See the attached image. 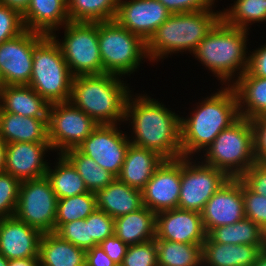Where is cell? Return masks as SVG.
<instances>
[{
	"label": "cell",
	"instance_id": "cell-3",
	"mask_svg": "<svg viewBox=\"0 0 266 266\" xmlns=\"http://www.w3.org/2000/svg\"><path fill=\"white\" fill-rule=\"evenodd\" d=\"M118 75L75 76L69 101L84 111L98 125H113L125 121V106L131 91Z\"/></svg>",
	"mask_w": 266,
	"mask_h": 266
},
{
	"label": "cell",
	"instance_id": "cell-1",
	"mask_svg": "<svg viewBox=\"0 0 266 266\" xmlns=\"http://www.w3.org/2000/svg\"><path fill=\"white\" fill-rule=\"evenodd\" d=\"M130 97L125 106V121L132 120L134 129L130 143L154 151L164 160L181 158V117L147 95Z\"/></svg>",
	"mask_w": 266,
	"mask_h": 266
},
{
	"label": "cell",
	"instance_id": "cell-34",
	"mask_svg": "<svg viewBox=\"0 0 266 266\" xmlns=\"http://www.w3.org/2000/svg\"><path fill=\"white\" fill-rule=\"evenodd\" d=\"M63 155L76 168L89 192L96 193L116 179L112 173L99 166L93 158L81 153L77 148L67 150Z\"/></svg>",
	"mask_w": 266,
	"mask_h": 266
},
{
	"label": "cell",
	"instance_id": "cell-31",
	"mask_svg": "<svg viewBox=\"0 0 266 266\" xmlns=\"http://www.w3.org/2000/svg\"><path fill=\"white\" fill-rule=\"evenodd\" d=\"M55 169L48 166L46 177L49 179L57 199L69 198L74 195L85 194L86 185L72 163L60 154Z\"/></svg>",
	"mask_w": 266,
	"mask_h": 266
},
{
	"label": "cell",
	"instance_id": "cell-25",
	"mask_svg": "<svg viewBox=\"0 0 266 266\" xmlns=\"http://www.w3.org/2000/svg\"><path fill=\"white\" fill-rule=\"evenodd\" d=\"M0 139L5 144L49 142L47 122L42 118L21 116L0 109Z\"/></svg>",
	"mask_w": 266,
	"mask_h": 266
},
{
	"label": "cell",
	"instance_id": "cell-44",
	"mask_svg": "<svg viewBox=\"0 0 266 266\" xmlns=\"http://www.w3.org/2000/svg\"><path fill=\"white\" fill-rule=\"evenodd\" d=\"M256 163H266V115L251 120Z\"/></svg>",
	"mask_w": 266,
	"mask_h": 266
},
{
	"label": "cell",
	"instance_id": "cell-39",
	"mask_svg": "<svg viewBox=\"0 0 266 266\" xmlns=\"http://www.w3.org/2000/svg\"><path fill=\"white\" fill-rule=\"evenodd\" d=\"M120 266H158L155 239L129 245Z\"/></svg>",
	"mask_w": 266,
	"mask_h": 266
},
{
	"label": "cell",
	"instance_id": "cell-47",
	"mask_svg": "<svg viewBox=\"0 0 266 266\" xmlns=\"http://www.w3.org/2000/svg\"><path fill=\"white\" fill-rule=\"evenodd\" d=\"M249 56L247 71L254 76L266 78V44L260 46Z\"/></svg>",
	"mask_w": 266,
	"mask_h": 266
},
{
	"label": "cell",
	"instance_id": "cell-45",
	"mask_svg": "<svg viewBox=\"0 0 266 266\" xmlns=\"http://www.w3.org/2000/svg\"><path fill=\"white\" fill-rule=\"evenodd\" d=\"M172 14L211 9L215 0H158Z\"/></svg>",
	"mask_w": 266,
	"mask_h": 266
},
{
	"label": "cell",
	"instance_id": "cell-49",
	"mask_svg": "<svg viewBox=\"0 0 266 266\" xmlns=\"http://www.w3.org/2000/svg\"><path fill=\"white\" fill-rule=\"evenodd\" d=\"M31 0H0V4L18 11L23 15L30 5Z\"/></svg>",
	"mask_w": 266,
	"mask_h": 266
},
{
	"label": "cell",
	"instance_id": "cell-55",
	"mask_svg": "<svg viewBox=\"0 0 266 266\" xmlns=\"http://www.w3.org/2000/svg\"><path fill=\"white\" fill-rule=\"evenodd\" d=\"M37 266H46V265L42 264L41 262H38Z\"/></svg>",
	"mask_w": 266,
	"mask_h": 266
},
{
	"label": "cell",
	"instance_id": "cell-50",
	"mask_svg": "<svg viewBox=\"0 0 266 266\" xmlns=\"http://www.w3.org/2000/svg\"><path fill=\"white\" fill-rule=\"evenodd\" d=\"M38 257L9 260L8 266H37Z\"/></svg>",
	"mask_w": 266,
	"mask_h": 266
},
{
	"label": "cell",
	"instance_id": "cell-35",
	"mask_svg": "<svg viewBox=\"0 0 266 266\" xmlns=\"http://www.w3.org/2000/svg\"><path fill=\"white\" fill-rule=\"evenodd\" d=\"M96 209V196L95 193L92 192L58 199L55 230L64 223L86 219Z\"/></svg>",
	"mask_w": 266,
	"mask_h": 266
},
{
	"label": "cell",
	"instance_id": "cell-5",
	"mask_svg": "<svg viewBox=\"0 0 266 266\" xmlns=\"http://www.w3.org/2000/svg\"><path fill=\"white\" fill-rule=\"evenodd\" d=\"M247 31L229 26L221 19L198 44L193 54L221 82L229 83L236 71L240 70L237 74L240 77L248 69Z\"/></svg>",
	"mask_w": 266,
	"mask_h": 266
},
{
	"label": "cell",
	"instance_id": "cell-17",
	"mask_svg": "<svg viewBox=\"0 0 266 266\" xmlns=\"http://www.w3.org/2000/svg\"><path fill=\"white\" fill-rule=\"evenodd\" d=\"M171 14L158 0H120L114 20L147 42Z\"/></svg>",
	"mask_w": 266,
	"mask_h": 266
},
{
	"label": "cell",
	"instance_id": "cell-8",
	"mask_svg": "<svg viewBox=\"0 0 266 266\" xmlns=\"http://www.w3.org/2000/svg\"><path fill=\"white\" fill-rule=\"evenodd\" d=\"M98 42L102 74H115L120 78L130 75L138 68L142 58H148L146 42L115 20L98 22Z\"/></svg>",
	"mask_w": 266,
	"mask_h": 266
},
{
	"label": "cell",
	"instance_id": "cell-19",
	"mask_svg": "<svg viewBox=\"0 0 266 266\" xmlns=\"http://www.w3.org/2000/svg\"><path fill=\"white\" fill-rule=\"evenodd\" d=\"M52 150L49 142H14L5 144L4 171L20 182L46 176L48 164L45 151Z\"/></svg>",
	"mask_w": 266,
	"mask_h": 266
},
{
	"label": "cell",
	"instance_id": "cell-14",
	"mask_svg": "<svg viewBox=\"0 0 266 266\" xmlns=\"http://www.w3.org/2000/svg\"><path fill=\"white\" fill-rule=\"evenodd\" d=\"M116 126L98 125L77 149L117 178L131 143Z\"/></svg>",
	"mask_w": 266,
	"mask_h": 266
},
{
	"label": "cell",
	"instance_id": "cell-24",
	"mask_svg": "<svg viewBox=\"0 0 266 266\" xmlns=\"http://www.w3.org/2000/svg\"><path fill=\"white\" fill-rule=\"evenodd\" d=\"M96 207L112 218L134 212L144 206L142 191L128 186L116 178L95 193Z\"/></svg>",
	"mask_w": 266,
	"mask_h": 266
},
{
	"label": "cell",
	"instance_id": "cell-18",
	"mask_svg": "<svg viewBox=\"0 0 266 266\" xmlns=\"http://www.w3.org/2000/svg\"><path fill=\"white\" fill-rule=\"evenodd\" d=\"M206 237L200 212L174 208L156 214L157 239L203 244Z\"/></svg>",
	"mask_w": 266,
	"mask_h": 266
},
{
	"label": "cell",
	"instance_id": "cell-43",
	"mask_svg": "<svg viewBox=\"0 0 266 266\" xmlns=\"http://www.w3.org/2000/svg\"><path fill=\"white\" fill-rule=\"evenodd\" d=\"M239 179L252 192L266 196V163H254Z\"/></svg>",
	"mask_w": 266,
	"mask_h": 266
},
{
	"label": "cell",
	"instance_id": "cell-48",
	"mask_svg": "<svg viewBox=\"0 0 266 266\" xmlns=\"http://www.w3.org/2000/svg\"><path fill=\"white\" fill-rule=\"evenodd\" d=\"M85 266H118L106 255L100 245L86 250Z\"/></svg>",
	"mask_w": 266,
	"mask_h": 266
},
{
	"label": "cell",
	"instance_id": "cell-37",
	"mask_svg": "<svg viewBox=\"0 0 266 266\" xmlns=\"http://www.w3.org/2000/svg\"><path fill=\"white\" fill-rule=\"evenodd\" d=\"M61 239L71 242L75 246L89 250L98 245L90 237L89 223L85 219L74 220L60 225L55 231Z\"/></svg>",
	"mask_w": 266,
	"mask_h": 266
},
{
	"label": "cell",
	"instance_id": "cell-41",
	"mask_svg": "<svg viewBox=\"0 0 266 266\" xmlns=\"http://www.w3.org/2000/svg\"><path fill=\"white\" fill-rule=\"evenodd\" d=\"M22 15L0 4V44L25 31Z\"/></svg>",
	"mask_w": 266,
	"mask_h": 266
},
{
	"label": "cell",
	"instance_id": "cell-27",
	"mask_svg": "<svg viewBox=\"0 0 266 266\" xmlns=\"http://www.w3.org/2000/svg\"><path fill=\"white\" fill-rule=\"evenodd\" d=\"M230 86L237 97L240 117L252 120L266 115V78L251 75L246 70Z\"/></svg>",
	"mask_w": 266,
	"mask_h": 266
},
{
	"label": "cell",
	"instance_id": "cell-33",
	"mask_svg": "<svg viewBox=\"0 0 266 266\" xmlns=\"http://www.w3.org/2000/svg\"><path fill=\"white\" fill-rule=\"evenodd\" d=\"M120 0H67L71 22L98 23L115 19Z\"/></svg>",
	"mask_w": 266,
	"mask_h": 266
},
{
	"label": "cell",
	"instance_id": "cell-10",
	"mask_svg": "<svg viewBox=\"0 0 266 266\" xmlns=\"http://www.w3.org/2000/svg\"><path fill=\"white\" fill-rule=\"evenodd\" d=\"M57 200L46 176L22 181L14 217L42 233L54 232Z\"/></svg>",
	"mask_w": 266,
	"mask_h": 266
},
{
	"label": "cell",
	"instance_id": "cell-23",
	"mask_svg": "<svg viewBox=\"0 0 266 266\" xmlns=\"http://www.w3.org/2000/svg\"><path fill=\"white\" fill-rule=\"evenodd\" d=\"M22 19L26 30L51 36L62 24L70 22L67 0H31Z\"/></svg>",
	"mask_w": 266,
	"mask_h": 266
},
{
	"label": "cell",
	"instance_id": "cell-15",
	"mask_svg": "<svg viewBox=\"0 0 266 266\" xmlns=\"http://www.w3.org/2000/svg\"><path fill=\"white\" fill-rule=\"evenodd\" d=\"M181 158L164 160L142 191L143 204L154 213L178 208Z\"/></svg>",
	"mask_w": 266,
	"mask_h": 266
},
{
	"label": "cell",
	"instance_id": "cell-42",
	"mask_svg": "<svg viewBox=\"0 0 266 266\" xmlns=\"http://www.w3.org/2000/svg\"><path fill=\"white\" fill-rule=\"evenodd\" d=\"M89 223L90 237L99 245L107 237L114 235V218L96 209L86 219Z\"/></svg>",
	"mask_w": 266,
	"mask_h": 266
},
{
	"label": "cell",
	"instance_id": "cell-30",
	"mask_svg": "<svg viewBox=\"0 0 266 266\" xmlns=\"http://www.w3.org/2000/svg\"><path fill=\"white\" fill-rule=\"evenodd\" d=\"M207 236L213 242L223 244L266 245V231L248 218L213 228Z\"/></svg>",
	"mask_w": 266,
	"mask_h": 266
},
{
	"label": "cell",
	"instance_id": "cell-40",
	"mask_svg": "<svg viewBox=\"0 0 266 266\" xmlns=\"http://www.w3.org/2000/svg\"><path fill=\"white\" fill-rule=\"evenodd\" d=\"M245 218L251 219L266 231V196L252 192L242 182Z\"/></svg>",
	"mask_w": 266,
	"mask_h": 266
},
{
	"label": "cell",
	"instance_id": "cell-26",
	"mask_svg": "<svg viewBox=\"0 0 266 266\" xmlns=\"http://www.w3.org/2000/svg\"><path fill=\"white\" fill-rule=\"evenodd\" d=\"M163 161L156 152L130 144L117 178L130 187L142 190Z\"/></svg>",
	"mask_w": 266,
	"mask_h": 266
},
{
	"label": "cell",
	"instance_id": "cell-2",
	"mask_svg": "<svg viewBox=\"0 0 266 266\" xmlns=\"http://www.w3.org/2000/svg\"><path fill=\"white\" fill-rule=\"evenodd\" d=\"M205 99L190 118L180 119L182 157L207 149L222 130L240 118L237 97L229 84Z\"/></svg>",
	"mask_w": 266,
	"mask_h": 266
},
{
	"label": "cell",
	"instance_id": "cell-13",
	"mask_svg": "<svg viewBox=\"0 0 266 266\" xmlns=\"http://www.w3.org/2000/svg\"><path fill=\"white\" fill-rule=\"evenodd\" d=\"M46 35L25 30L0 44V71L6 85H28L35 46Z\"/></svg>",
	"mask_w": 266,
	"mask_h": 266
},
{
	"label": "cell",
	"instance_id": "cell-21",
	"mask_svg": "<svg viewBox=\"0 0 266 266\" xmlns=\"http://www.w3.org/2000/svg\"><path fill=\"white\" fill-rule=\"evenodd\" d=\"M0 109L21 116L42 118L48 123L50 103L29 85H6L0 90Z\"/></svg>",
	"mask_w": 266,
	"mask_h": 266
},
{
	"label": "cell",
	"instance_id": "cell-46",
	"mask_svg": "<svg viewBox=\"0 0 266 266\" xmlns=\"http://www.w3.org/2000/svg\"><path fill=\"white\" fill-rule=\"evenodd\" d=\"M99 245L104 250L106 255L109 256L110 259L118 266L122 264L128 249V245L125 244L120 238L114 234L110 237H107Z\"/></svg>",
	"mask_w": 266,
	"mask_h": 266
},
{
	"label": "cell",
	"instance_id": "cell-11",
	"mask_svg": "<svg viewBox=\"0 0 266 266\" xmlns=\"http://www.w3.org/2000/svg\"><path fill=\"white\" fill-rule=\"evenodd\" d=\"M48 141L52 150L63 154L77 148L98 124L70 101L52 103L48 116Z\"/></svg>",
	"mask_w": 266,
	"mask_h": 266
},
{
	"label": "cell",
	"instance_id": "cell-53",
	"mask_svg": "<svg viewBox=\"0 0 266 266\" xmlns=\"http://www.w3.org/2000/svg\"><path fill=\"white\" fill-rule=\"evenodd\" d=\"M9 260H7L2 254H0V266H8Z\"/></svg>",
	"mask_w": 266,
	"mask_h": 266
},
{
	"label": "cell",
	"instance_id": "cell-16",
	"mask_svg": "<svg viewBox=\"0 0 266 266\" xmlns=\"http://www.w3.org/2000/svg\"><path fill=\"white\" fill-rule=\"evenodd\" d=\"M201 215L206 234L218 226L234 224L244 219L242 181L230 178L207 201Z\"/></svg>",
	"mask_w": 266,
	"mask_h": 266
},
{
	"label": "cell",
	"instance_id": "cell-28",
	"mask_svg": "<svg viewBox=\"0 0 266 266\" xmlns=\"http://www.w3.org/2000/svg\"><path fill=\"white\" fill-rule=\"evenodd\" d=\"M114 234L125 244H140L156 237V213L142 208L114 219Z\"/></svg>",
	"mask_w": 266,
	"mask_h": 266
},
{
	"label": "cell",
	"instance_id": "cell-6",
	"mask_svg": "<svg viewBox=\"0 0 266 266\" xmlns=\"http://www.w3.org/2000/svg\"><path fill=\"white\" fill-rule=\"evenodd\" d=\"M74 76L52 36H45L34 48L29 86L50 104L67 102Z\"/></svg>",
	"mask_w": 266,
	"mask_h": 266
},
{
	"label": "cell",
	"instance_id": "cell-36",
	"mask_svg": "<svg viewBox=\"0 0 266 266\" xmlns=\"http://www.w3.org/2000/svg\"><path fill=\"white\" fill-rule=\"evenodd\" d=\"M231 9L221 12V19L229 26L247 29L252 22L266 21V0H237Z\"/></svg>",
	"mask_w": 266,
	"mask_h": 266
},
{
	"label": "cell",
	"instance_id": "cell-32",
	"mask_svg": "<svg viewBox=\"0 0 266 266\" xmlns=\"http://www.w3.org/2000/svg\"><path fill=\"white\" fill-rule=\"evenodd\" d=\"M158 266H202V244L173 242L155 237Z\"/></svg>",
	"mask_w": 266,
	"mask_h": 266
},
{
	"label": "cell",
	"instance_id": "cell-54",
	"mask_svg": "<svg viewBox=\"0 0 266 266\" xmlns=\"http://www.w3.org/2000/svg\"><path fill=\"white\" fill-rule=\"evenodd\" d=\"M5 86L4 78L2 76V73L0 71V90Z\"/></svg>",
	"mask_w": 266,
	"mask_h": 266
},
{
	"label": "cell",
	"instance_id": "cell-20",
	"mask_svg": "<svg viewBox=\"0 0 266 266\" xmlns=\"http://www.w3.org/2000/svg\"><path fill=\"white\" fill-rule=\"evenodd\" d=\"M43 233L14 216L0 223V254L7 260L39 256Z\"/></svg>",
	"mask_w": 266,
	"mask_h": 266
},
{
	"label": "cell",
	"instance_id": "cell-4",
	"mask_svg": "<svg viewBox=\"0 0 266 266\" xmlns=\"http://www.w3.org/2000/svg\"><path fill=\"white\" fill-rule=\"evenodd\" d=\"M220 20L221 11L212 9L171 14L146 42L148 59L157 61L184 50L193 53Z\"/></svg>",
	"mask_w": 266,
	"mask_h": 266
},
{
	"label": "cell",
	"instance_id": "cell-38",
	"mask_svg": "<svg viewBox=\"0 0 266 266\" xmlns=\"http://www.w3.org/2000/svg\"><path fill=\"white\" fill-rule=\"evenodd\" d=\"M20 181L5 171L0 173V217H13L19 195Z\"/></svg>",
	"mask_w": 266,
	"mask_h": 266
},
{
	"label": "cell",
	"instance_id": "cell-22",
	"mask_svg": "<svg viewBox=\"0 0 266 266\" xmlns=\"http://www.w3.org/2000/svg\"><path fill=\"white\" fill-rule=\"evenodd\" d=\"M266 245L223 244L208 236L202 244V266H252Z\"/></svg>",
	"mask_w": 266,
	"mask_h": 266
},
{
	"label": "cell",
	"instance_id": "cell-29",
	"mask_svg": "<svg viewBox=\"0 0 266 266\" xmlns=\"http://www.w3.org/2000/svg\"><path fill=\"white\" fill-rule=\"evenodd\" d=\"M38 258L46 266H85L86 250L49 232L41 237Z\"/></svg>",
	"mask_w": 266,
	"mask_h": 266
},
{
	"label": "cell",
	"instance_id": "cell-7",
	"mask_svg": "<svg viewBox=\"0 0 266 266\" xmlns=\"http://www.w3.org/2000/svg\"><path fill=\"white\" fill-rule=\"evenodd\" d=\"M205 151V164L225 172L230 178H240L256 163L251 120L240 117L222 130Z\"/></svg>",
	"mask_w": 266,
	"mask_h": 266
},
{
	"label": "cell",
	"instance_id": "cell-9",
	"mask_svg": "<svg viewBox=\"0 0 266 266\" xmlns=\"http://www.w3.org/2000/svg\"><path fill=\"white\" fill-rule=\"evenodd\" d=\"M64 40L59 42L63 57L72 75L102 74V60L98 42V23L68 22L64 26Z\"/></svg>",
	"mask_w": 266,
	"mask_h": 266
},
{
	"label": "cell",
	"instance_id": "cell-12",
	"mask_svg": "<svg viewBox=\"0 0 266 266\" xmlns=\"http://www.w3.org/2000/svg\"><path fill=\"white\" fill-rule=\"evenodd\" d=\"M188 157H181V186L178 208L202 212L207 201L230 177L208 164H192Z\"/></svg>",
	"mask_w": 266,
	"mask_h": 266
},
{
	"label": "cell",
	"instance_id": "cell-51",
	"mask_svg": "<svg viewBox=\"0 0 266 266\" xmlns=\"http://www.w3.org/2000/svg\"><path fill=\"white\" fill-rule=\"evenodd\" d=\"M5 166V143L0 139V173L4 171Z\"/></svg>",
	"mask_w": 266,
	"mask_h": 266
},
{
	"label": "cell",
	"instance_id": "cell-52",
	"mask_svg": "<svg viewBox=\"0 0 266 266\" xmlns=\"http://www.w3.org/2000/svg\"><path fill=\"white\" fill-rule=\"evenodd\" d=\"M252 266H266V248L259 254Z\"/></svg>",
	"mask_w": 266,
	"mask_h": 266
}]
</instances>
